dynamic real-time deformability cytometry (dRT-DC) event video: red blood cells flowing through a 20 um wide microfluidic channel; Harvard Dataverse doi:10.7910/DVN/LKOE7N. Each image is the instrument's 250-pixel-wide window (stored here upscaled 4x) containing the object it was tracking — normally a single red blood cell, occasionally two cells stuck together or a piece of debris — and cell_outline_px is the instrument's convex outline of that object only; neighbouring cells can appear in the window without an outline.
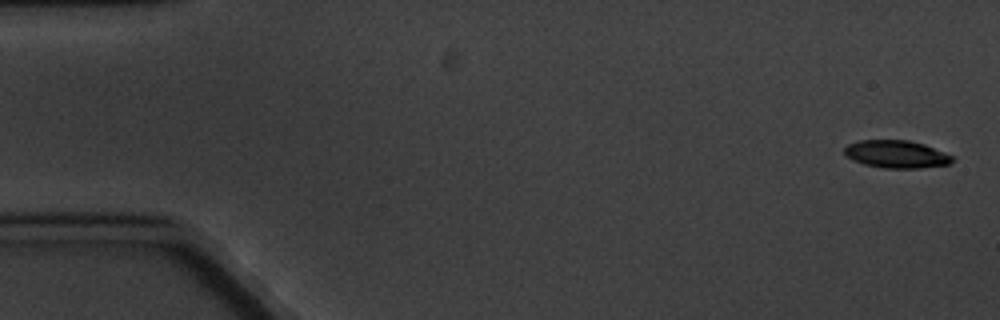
{"species": "common noctule bat (a hibernating species)", "species_latin": "Nyctalus noctula", "temperature_condition": "cold", "stored_images_in_passage": 8, "camera_frame_rate_fps": 3000, "um_per_image_px": 0.085, "animal": {"sex": "male", "body_mass_g": 20.1, "forearm_length_mm": 53.5}, "frame": {"image": 1, "passage_image": 1, "time_ms": 0.0, "image_size_px": [1000, 320], "cell_outline_px": [[956, 156], [948, 164], [920, 168], [884, 168], [864, 164], [852, 160], [844, 156], [844, 148], [848, 144], [860, 140], [908, 140], [924, 144]], "centroid_in_image_um": [76.18, 13.1], "position_along_channel_um": 8.8, "area_um2": 17.51}}
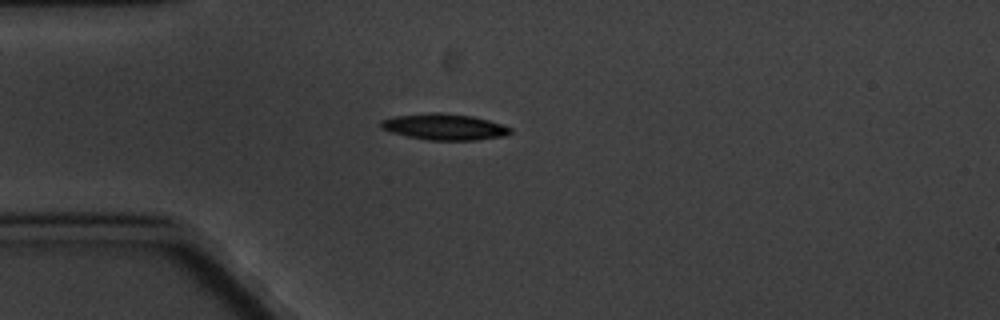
{"frame": {"image": 2, "passage_image": 5, "time_ms": 4.667, "image_size_px": [1000, 320], "cell_outline_px": [[512, 132], [508, 136], [476, 140], [428, 140], [408, 136], [392, 132], [380, 128], [380, 120], [392, 116], [428, 112], [444, 112], [472, 116], [488, 120], [512, 128]], "centroid_in_image_um": [37.77, 10.77], "position_along_channel_um": 47.2, "area_um2": 20.0}}
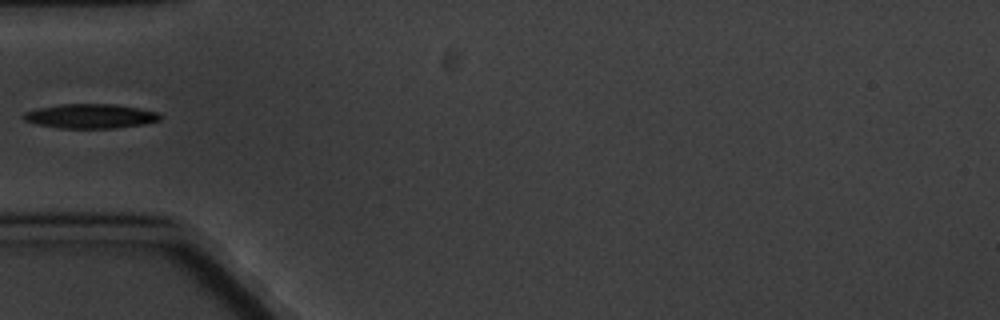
{"frame": {"image": 3, "passage_image": 6, "time_ms": 6.0, "image_size_px": [1000, 320], "cell_outline_px": [[160, 120], [144, 124], [116, 128], [60, 128], [36, 124], [24, 120], [20, 116], [24, 112], [40, 108], [60, 104], [116, 104], [140, 108], [156, 112], [160, 116]], "centroid_in_image_um": [7.67, 9.87], "position_along_channel_um": 77.3, "area_um2": 19.42}}